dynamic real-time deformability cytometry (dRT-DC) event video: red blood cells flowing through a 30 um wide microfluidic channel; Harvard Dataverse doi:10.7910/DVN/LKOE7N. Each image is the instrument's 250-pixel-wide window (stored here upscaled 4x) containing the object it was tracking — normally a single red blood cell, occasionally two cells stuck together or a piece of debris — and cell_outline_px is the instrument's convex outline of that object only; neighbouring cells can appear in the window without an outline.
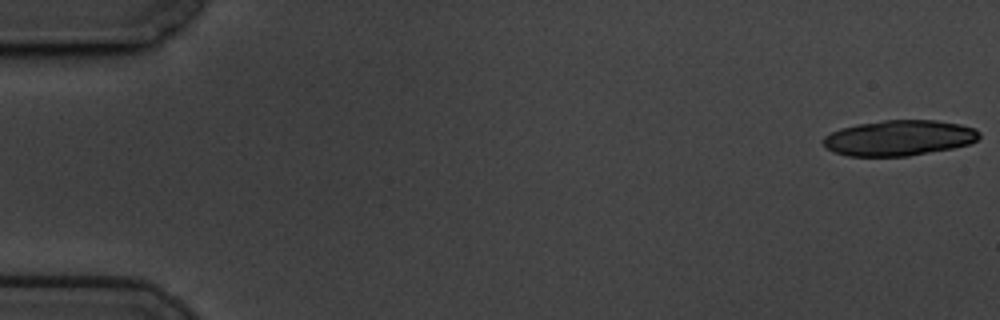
{"species": "common noctule bat (a hibernating species)", "species_latin": "Nyctalus noctula", "temperature_condition": "cold", "stored_images_in_passage": 20, "camera_frame_rate_fps": 3000, "um_per_image_px": 0.085, "animal": {"sex": "male", "body_mass_g": 19.5, "forearm_length_mm": 54.6}, "frame": {"image": 1, "passage_image": 1, "time_ms": 0.0, "image_size_px": [1000, 320], "cell_outline_px": [[980, 136], [976, 140], [968, 144], [952, 148], [908, 156], [848, 156], [836, 152], [828, 148], [820, 140], [824, 136], [840, 128], [856, 124], [884, 120], [936, 120], [960, 124], [976, 128], [980, 132]], "centroid_in_image_um": [76.42, 11.71], "position_along_channel_um": 8.6, "area_um2": 32.31}}